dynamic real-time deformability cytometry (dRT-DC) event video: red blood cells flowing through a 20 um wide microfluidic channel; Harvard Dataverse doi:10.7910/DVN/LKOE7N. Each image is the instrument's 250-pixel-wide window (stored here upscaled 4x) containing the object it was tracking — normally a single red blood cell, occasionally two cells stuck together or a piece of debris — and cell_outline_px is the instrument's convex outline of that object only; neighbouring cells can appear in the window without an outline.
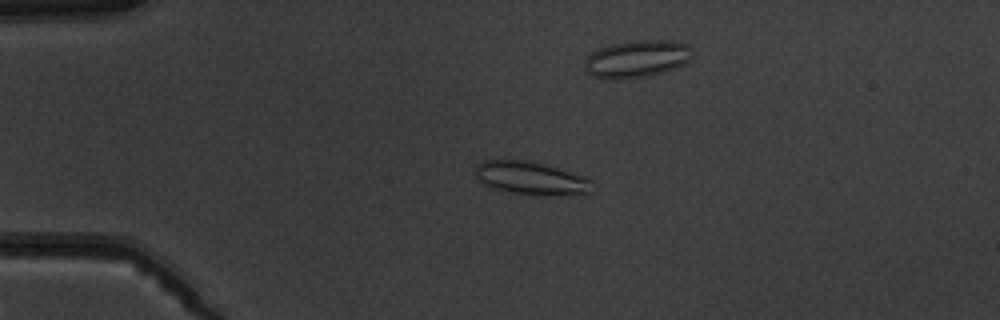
{"species": "common noctule bat (a hibernating species)", "species_latin": "Nyctalus noctula", "temperature_condition": "warm", "stored_images_in_passage": 8, "camera_frame_rate_fps": 3000, "um_per_image_px": 0.085, "animal": {"sex": "male", "body_mass_g": 19.5, "forearm_length_mm": 54.6}, "frame": {"image": 1, "passage_image": 4, "time_ms": 4.333, "image_size_px": [1000, 320], "cell_outline_px": [[592, 192], [512, 192], [492, 188], [484, 184], [476, 176], [476, 164], [484, 160], [532, 160], [584, 176], [592, 180]], "centroid_in_image_um": [45.06, 15.06], "position_along_channel_um": 39.9, "area_um2": 21.33}}
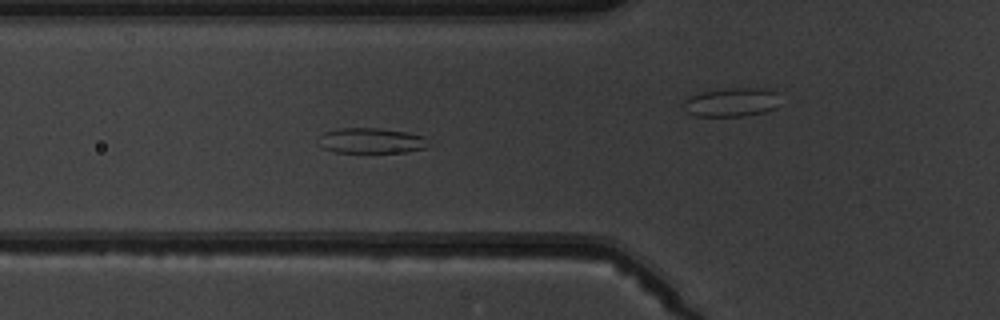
{"frame": {"image": 2, "passage_image": 6, "time_ms": 6.667, "image_size_px": [1000, 320], "cell_outline_px": [[432, 144], [424, 148], [404, 152], [336, 152], [324, 148], [320, 136], [324, 132], [340, 128], [380, 128], [408, 132], [424, 136]], "centroid_in_image_um": [31.64, 11.95], "position_along_channel_um": 94.2, "area_um2": 16.13}}
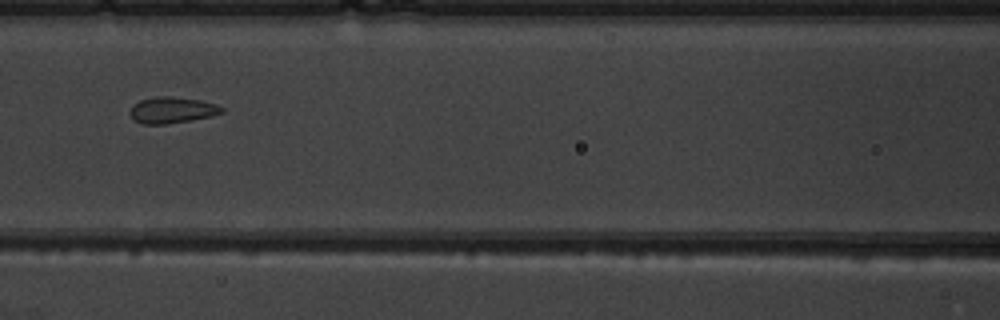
{"frame": {"image": 3, "passage_image": 8, "time_ms": 9.0, "image_size_px": [1000, 320], "cell_outline_px": [[224, 112], [212, 116], [164, 124], [144, 124], [132, 120], [128, 112], [132, 104], [140, 100], [156, 96], [168, 96], [200, 100], [216, 104], [224, 108]], "centroid_in_image_um": [14.57, 9.35], "position_along_channel_um": 152.0, "area_um2": 14.1}}